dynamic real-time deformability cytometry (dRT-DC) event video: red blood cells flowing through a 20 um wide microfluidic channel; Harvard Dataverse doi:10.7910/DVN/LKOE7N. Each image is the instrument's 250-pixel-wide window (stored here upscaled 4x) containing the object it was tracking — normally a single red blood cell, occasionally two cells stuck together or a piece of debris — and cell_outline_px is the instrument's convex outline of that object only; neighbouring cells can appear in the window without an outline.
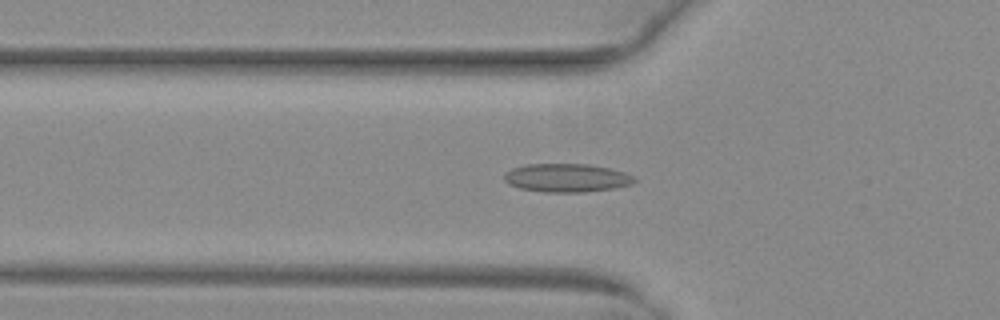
{"species": "common noctule bat (a hibernating species)", "species_latin": "Nyctalus noctula", "temperature_condition": "warm", "stored_images_in_passage": 47, "camera_frame_rate_fps": 3000, "um_per_image_px": 0.085, "animal": {"sex": "female", "body_mass_g": 29.2, "forearm_length_mm": 56.3}, "frame": {"image": 1, "passage_image": 19, "time_ms": 6.0, "image_size_px": [1000, 320], "cell_outline_px": [[636, 180], [632, 184], [616, 188], [584, 192], [544, 192], [520, 188], [508, 184], [504, 180], [504, 172], [512, 168], [528, 164], [588, 164], [608, 168], [624, 172], [636, 176]], "centroid_in_image_um": [48.17, 15.12], "position_along_channel_um": 77.6, "area_um2": 21.68}}
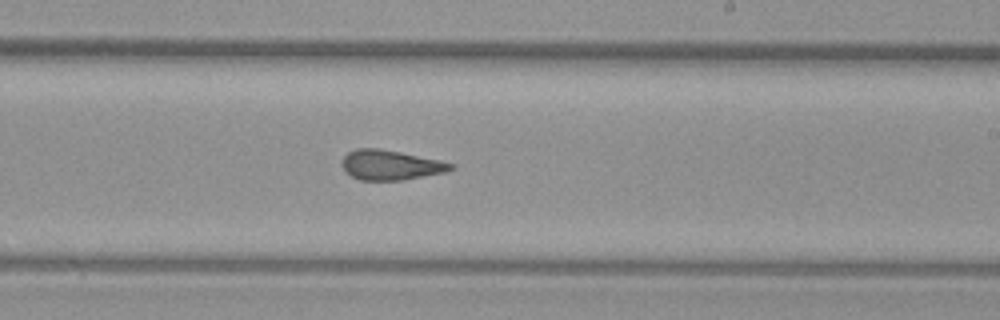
{"frame": {"image": 2, "passage_image": 32, "time_ms": 10.333, "image_size_px": [1000, 320], "cell_outline_px": [[456, 168], [444, 172], [404, 180], [360, 180], [352, 176], [340, 164], [340, 160], [348, 152], [356, 148], [380, 148], [440, 160], [456, 164]], "centroid_in_image_um": [33.2, 14.02], "position_along_channel_um": 255.8, "area_um2": 19.02}}
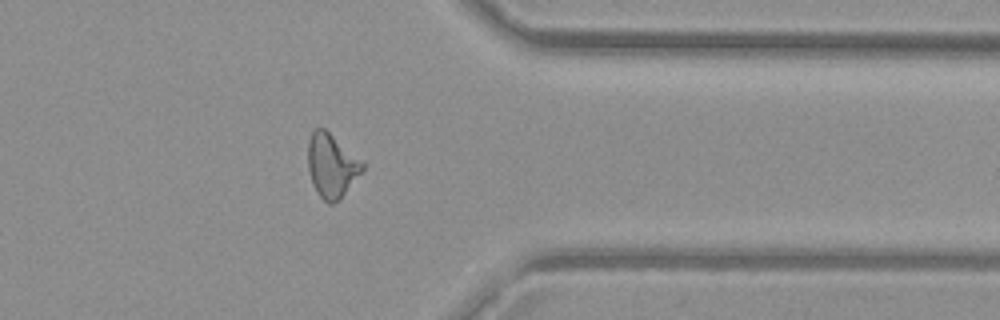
{"frame": {"image": 3, "passage_image": 42, "time_ms": 13.667, "image_size_px": [1000, 320], "cell_outline_px": [[364, 168], [340, 200], [332, 204], [328, 204], [316, 192], [312, 184], [308, 168], [308, 140], [312, 132], [316, 128], [324, 128], [364, 164]], "centroid_in_image_um": [28.15, 14.11], "position_along_channel_um": 383.2, "area_um2": 19.88}}